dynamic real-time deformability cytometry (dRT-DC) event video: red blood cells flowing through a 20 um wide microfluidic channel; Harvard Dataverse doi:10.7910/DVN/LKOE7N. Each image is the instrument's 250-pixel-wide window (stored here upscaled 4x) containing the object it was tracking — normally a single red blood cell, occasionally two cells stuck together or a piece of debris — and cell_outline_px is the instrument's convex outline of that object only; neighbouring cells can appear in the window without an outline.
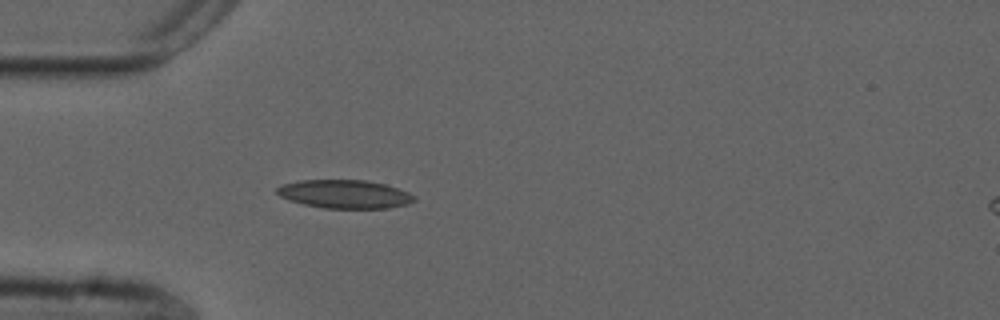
{"species": "common noctule bat (a hibernating species)", "species_latin": "Nyctalus noctula", "temperature_condition": "cold", "stored_images_in_passage": 4, "camera_frame_rate_fps": 3000, "um_per_image_px": 0.085, "animal": {"sex": "male", "forearm_length_mm": 52.5}, "frame": {"image": 1, "passage_image": 4, "time_ms": 1.0, "image_size_px": [1000, 320], "cell_outline_px": [[416, 200], [408, 204], [388, 208], [324, 208], [304, 204], [280, 196], [276, 192], [276, 188], [280, 184], [300, 180], [364, 180], [384, 184], [408, 192], [416, 196]], "centroid_in_image_um": [29.3, 16.49], "position_along_channel_um": 55.7, "area_um2": 22.66}}